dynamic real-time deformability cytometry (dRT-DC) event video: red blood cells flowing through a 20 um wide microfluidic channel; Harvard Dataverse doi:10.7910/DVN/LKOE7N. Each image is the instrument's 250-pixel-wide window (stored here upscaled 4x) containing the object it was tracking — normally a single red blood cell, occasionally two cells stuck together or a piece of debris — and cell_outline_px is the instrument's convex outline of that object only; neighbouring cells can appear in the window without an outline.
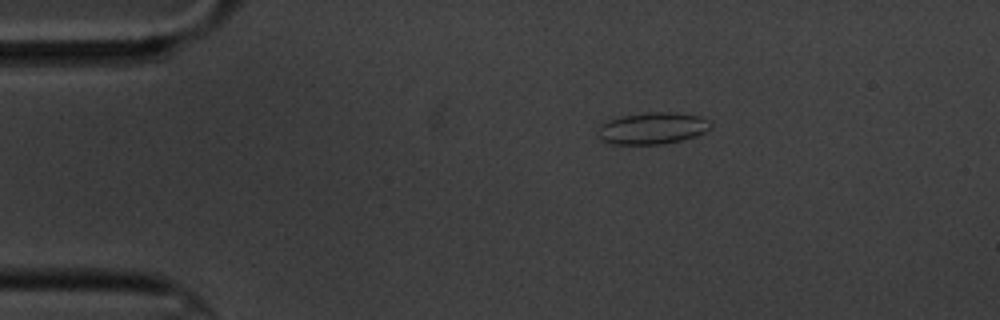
{"species": "common noctule bat (a hibernating species)", "species_latin": "Nyctalus noctula", "temperature_condition": "cold", "stored_images_in_passage": 2, "camera_frame_rate_fps": 3000, "um_per_image_px": 0.085, "animal": {"sex": "male", "body_mass_g": 20.1, "forearm_length_mm": 53.5}, "frame": {"image": 1, "passage_image": 1, "time_ms": 0.0, "image_size_px": [1000, 320], "cell_outline_px": [[712, 128], [696, 136], [664, 144], [612, 144], [600, 140], [596, 136], [596, 132], [600, 124], [608, 120], [624, 116], [644, 112], [676, 112], [700, 116], [712, 120]], "centroid_in_image_um": [55.46, 10.9], "position_along_channel_um": 29.5, "area_um2": 21.27}}